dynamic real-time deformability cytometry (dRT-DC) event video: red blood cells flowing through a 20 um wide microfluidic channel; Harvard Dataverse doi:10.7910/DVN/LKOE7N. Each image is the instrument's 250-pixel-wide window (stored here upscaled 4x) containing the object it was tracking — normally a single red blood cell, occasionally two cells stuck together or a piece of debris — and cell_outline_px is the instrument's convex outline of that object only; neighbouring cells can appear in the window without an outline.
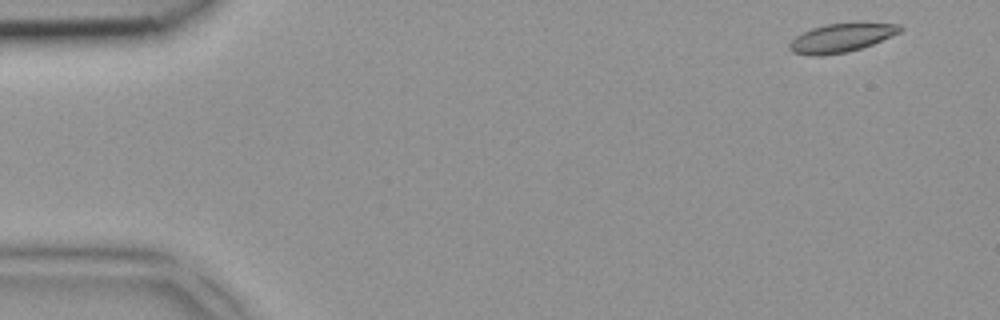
{"species": "common noctule bat (a hibernating species)", "species_latin": "Nyctalus noctula", "temperature_condition": "room temperature", "stored_images_in_passage": 4, "camera_frame_rate_fps": 3000, "um_per_image_px": 0.085, "animal": {"sex": "female", "body_mass_g": 18.4}, "frame": {"image": 1, "passage_image": 1, "time_ms": 0.0, "image_size_px": [1000, 320], "cell_outline_px": [[904, 28], [900, 32], [872, 44], [848, 52], [820, 56], [812, 56], [792, 52], [788, 48], [788, 44], [796, 36], [812, 28], [828, 24], [900, 24]], "centroid_in_image_um": [71.46, 3.25], "position_along_channel_um": 13.5, "area_um2": 18.03}}
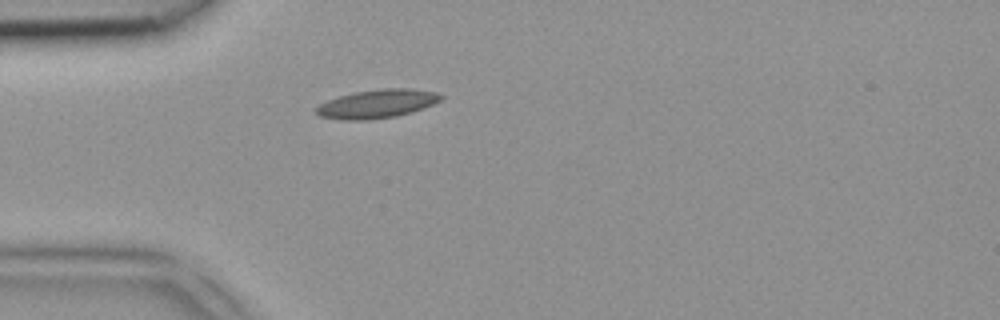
{"frame": {"image": 2, "passage_image": 4, "time_ms": 1.0, "image_size_px": [1000, 320], "cell_outline_px": [[444, 96], [440, 100], [424, 108], [412, 112], [396, 116], [364, 120], [344, 120], [320, 116], [316, 112], [316, 108], [320, 104], [328, 100], [340, 96], [356, 92], [384, 88], [412, 88], [436, 92]], "centroid_in_image_um": [32.09, 8.82], "position_along_channel_um": 52.9, "area_um2": 20.58}}